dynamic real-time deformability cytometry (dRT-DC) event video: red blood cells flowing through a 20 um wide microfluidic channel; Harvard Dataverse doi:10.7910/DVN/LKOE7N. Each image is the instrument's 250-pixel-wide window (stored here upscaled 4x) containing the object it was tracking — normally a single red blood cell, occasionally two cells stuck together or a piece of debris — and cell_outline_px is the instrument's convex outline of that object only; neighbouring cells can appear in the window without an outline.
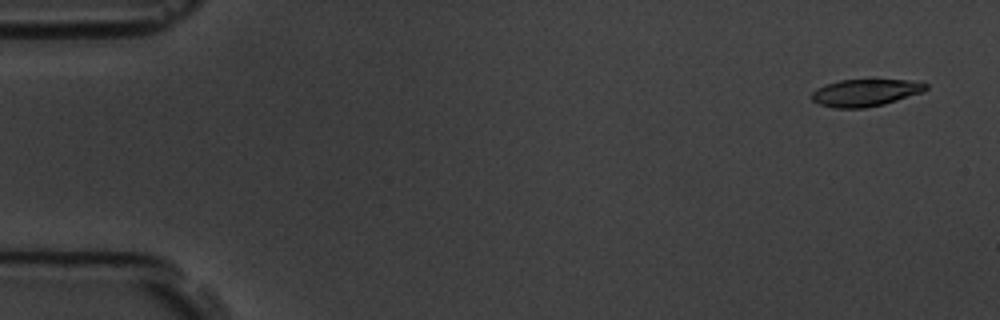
{"species": "common noctule bat (a hibernating species)", "species_latin": "Nyctalus noctula", "temperature_condition": "room temperature", "stored_images_in_passage": 6, "camera_frame_rate_fps": 3000, "um_per_image_px": 0.085, "animal": {"sex": "male", "body_mass_g": 19.5, "forearm_length_mm": 54.6}, "frame": {"image": 1, "passage_image": 1, "time_ms": 0.0, "image_size_px": [1000, 320], "cell_outline_px": [[928, 88], [924, 92], [884, 104], [864, 108], [832, 108], [820, 104], [812, 100], [812, 92], [816, 88], [840, 80], [908, 80], [928, 84]], "centroid_in_image_um": [73.57, 7.88], "position_along_channel_um": 11.4, "area_um2": 17.98}}
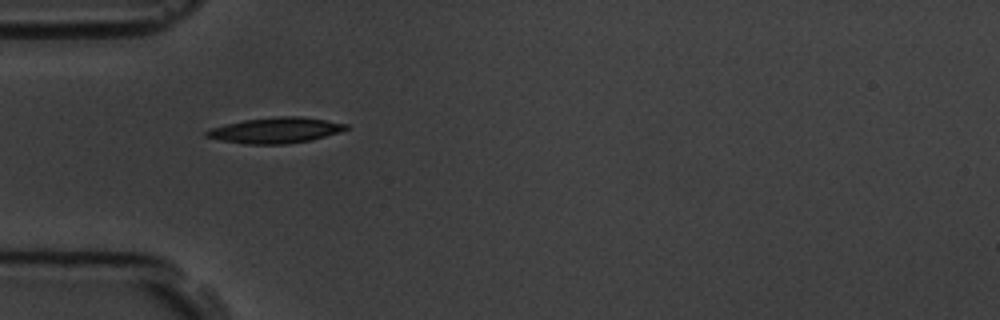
{"frame": {"image": 2, "passage_image": 5, "time_ms": 4.667, "image_size_px": [1000, 320], "cell_outline_px": [[348, 128], [340, 132], [312, 140], [284, 144], [244, 144], [220, 140], [204, 136], [204, 132], [208, 128], [244, 120], [280, 116], [300, 116], [348, 124]], "centroid_in_image_um": [23.39, 11.08], "position_along_channel_um": 61.6, "area_um2": 20.87}}
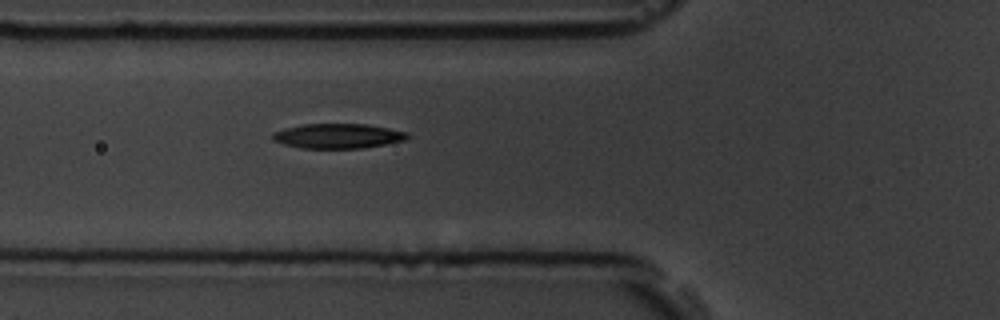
{"frame": {"image": 3, "passage_image": 6, "time_ms": 5.667, "image_size_px": [1000, 320], "cell_outline_px": [[412, 136], [408, 140], [364, 148], [300, 148], [284, 144], [272, 140], [272, 132], [284, 128], [304, 124], [364, 124], [388, 128], [408, 132]], "centroid_in_image_um": [28.75, 11.56], "position_along_channel_um": 97.0, "area_um2": 19.65}}